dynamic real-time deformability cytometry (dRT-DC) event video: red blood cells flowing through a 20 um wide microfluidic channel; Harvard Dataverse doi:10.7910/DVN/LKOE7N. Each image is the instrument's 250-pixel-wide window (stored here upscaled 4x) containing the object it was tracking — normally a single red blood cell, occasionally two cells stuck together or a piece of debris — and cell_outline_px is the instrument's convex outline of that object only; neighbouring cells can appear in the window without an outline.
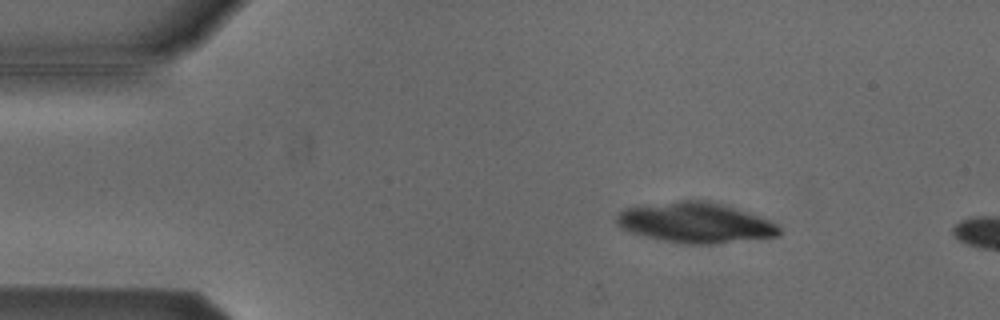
{"species": "Egyptian fruit bat (a non-hibernating species)", "species_latin": "Rousettus aegyptiacus", "temperature_condition": "cold", "stored_images_in_passage": 4, "camera_frame_rate_fps": 3000, "um_per_image_px": 0.085, "animal": {"sex": "male"}, "frame": {"image": 1, "passage_image": 3, "time_ms": 0.667, "image_size_px": [1000, 320], "cell_outline_px": [[780, 236], [712, 244], [684, 244], [644, 236], [620, 228], [616, 224], [616, 216], [624, 208], [680, 200], [708, 200], [748, 212], [768, 220], [776, 224], [780, 228]], "centroid_in_image_um": [59.1, 18.93], "position_along_channel_um": 25.9, "area_um2": 38.03}}